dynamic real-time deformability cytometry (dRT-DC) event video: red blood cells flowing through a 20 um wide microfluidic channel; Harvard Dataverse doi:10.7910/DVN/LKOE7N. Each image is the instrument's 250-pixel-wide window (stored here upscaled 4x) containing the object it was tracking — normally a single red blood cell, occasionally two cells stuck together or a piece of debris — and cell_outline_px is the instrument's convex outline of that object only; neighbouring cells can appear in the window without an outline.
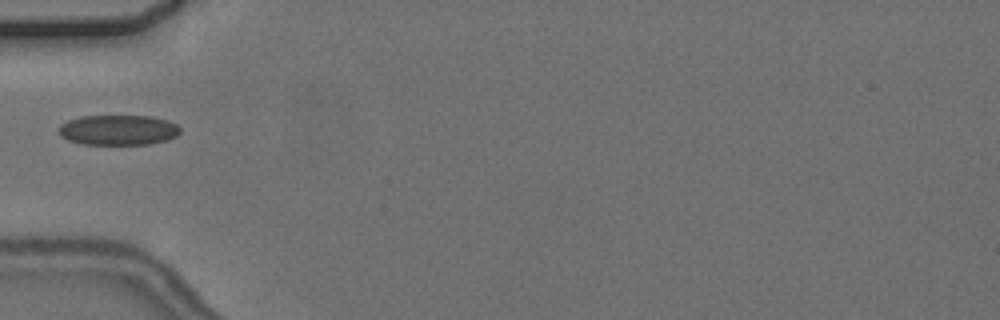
{"species": "common noctule bat (a hibernating species)", "species_latin": "Nyctalus noctula", "temperature_condition": "cold", "stored_images_in_passage": 1, "camera_frame_rate_fps": 3000, "um_per_image_px": 0.085, "animal": {"sex": "female", "body_mass_g": 24.6, "forearm_length_mm": 56.2}, "frame": {"image": 1, "passage_image": 1, "time_ms": 0.0, "image_size_px": [1000, 320], "cell_outline_px": [[180, 132], [176, 136], [168, 140], [148, 144], [80, 144], [68, 140], [60, 136], [60, 124], [68, 120], [80, 116], [152, 116], [168, 120], [176, 124], [180, 128]], "centroid_in_image_um": [10.06, 11.05], "position_along_channel_um": 74.9, "area_um2": 21.44}}